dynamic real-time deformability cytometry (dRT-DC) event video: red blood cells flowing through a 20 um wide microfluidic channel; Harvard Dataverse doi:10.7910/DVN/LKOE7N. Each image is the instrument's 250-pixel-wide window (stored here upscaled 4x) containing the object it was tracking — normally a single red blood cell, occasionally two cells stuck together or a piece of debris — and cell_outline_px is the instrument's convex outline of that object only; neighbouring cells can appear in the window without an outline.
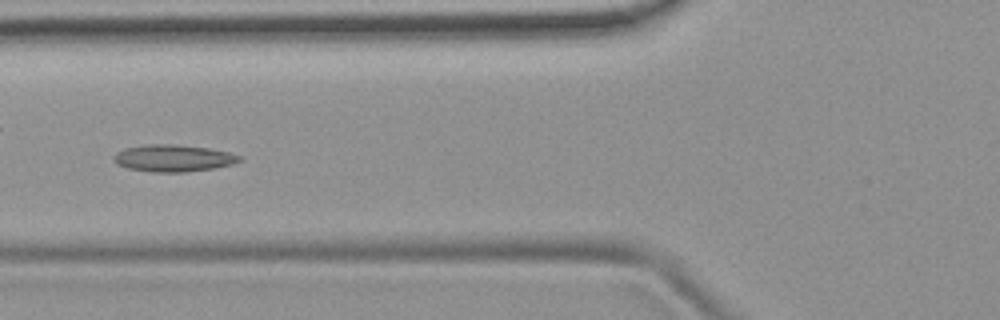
{"species": "common noctule bat (a hibernating species)", "species_latin": "Nyctalus noctula", "temperature_condition": "room temperature", "stored_images_in_passage": 5, "camera_frame_rate_fps": 3000, "um_per_image_px": 0.085, "animal": {"sex": "female", "body_mass_g": 19.9}, "frame": {"image": 1, "passage_image": 5, "time_ms": 4.667, "image_size_px": [1000, 320], "cell_outline_px": [[244, 160], [232, 164], [216, 168], [184, 172], [152, 172], [128, 168], [116, 164], [112, 160], [112, 156], [116, 152], [124, 148], [148, 144], [176, 144], [208, 148], [228, 152], [244, 156]], "centroid_in_image_um": [14.74, 13.44], "position_along_channel_um": 111.1, "area_um2": 20.06}}